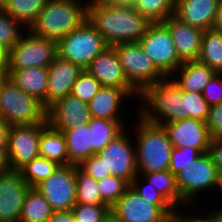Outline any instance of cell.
Here are the masks:
<instances>
[{
    "mask_svg": "<svg viewBox=\"0 0 222 222\" xmlns=\"http://www.w3.org/2000/svg\"><path fill=\"white\" fill-rule=\"evenodd\" d=\"M87 20L108 46L138 42L150 24L133 6H108L98 0H89Z\"/></svg>",
    "mask_w": 222,
    "mask_h": 222,
    "instance_id": "cell-1",
    "label": "cell"
},
{
    "mask_svg": "<svg viewBox=\"0 0 222 222\" xmlns=\"http://www.w3.org/2000/svg\"><path fill=\"white\" fill-rule=\"evenodd\" d=\"M88 4L89 0L82 3L81 0H47L28 30L37 36L58 41L87 21Z\"/></svg>",
    "mask_w": 222,
    "mask_h": 222,
    "instance_id": "cell-2",
    "label": "cell"
},
{
    "mask_svg": "<svg viewBox=\"0 0 222 222\" xmlns=\"http://www.w3.org/2000/svg\"><path fill=\"white\" fill-rule=\"evenodd\" d=\"M134 125L137 174H149L169 170L172 143L163 126L145 121L137 117Z\"/></svg>",
    "mask_w": 222,
    "mask_h": 222,
    "instance_id": "cell-3",
    "label": "cell"
},
{
    "mask_svg": "<svg viewBox=\"0 0 222 222\" xmlns=\"http://www.w3.org/2000/svg\"><path fill=\"white\" fill-rule=\"evenodd\" d=\"M139 102L138 113L149 123L162 126L184 119L183 91L172 77L147 87L140 94Z\"/></svg>",
    "mask_w": 222,
    "mask_h": 222,
    "instance_id": "cell-4",
    "label": "cell"
},
{
    "mask_svg": "<svg viewBox=\"0 0 222 222\" xmlns=\"http://www.w3.org/2000/svg\"><path fill=\"white\" fill-rule=\"evenodd\" d=\"M0 118L10 126L32 125L47 122V109L7 78L0 88Z\"/></svg>",
    "mask_w": 222,
    "mask_h": 222,
    "instance_id": "cell-5",
    "label": "cell"
},
{
    "mask_svg": "<svg viewBox=\"0 0 222 222\" xmlns=\"http://www.w3.org/2000/svg\"><path fill=\"white\" fill-rule=\"evenodd\" d=\"M108 45L87 20L82 26L57 41L58 56L86 69Z\"/></svg>",
    "mask_w": 222,
    "mask_h": 222,
    "instance_id": "cell-6",
    "label": "cell"
},
{
    "mask_svg": "<svg viewBox=\"0 0 222 222\" xmlns=\"http://www.w3.org/2000/svg\"><path fill=\"white\" fill-rule=\"evenodd\" d=\"M113 47L118 54L126 79L139 94L165 78L138 42L121 43Z\"/></svg>",
    "mask_w": 222,
    "mask_h": 222,
    "instance_id": "cell-7",
    "label": "cell"
},
{
    "mask_svg": "<svg viewBox=\"0 0 222 222\" xmlns=\"http://www.w3.org/2000/svg\"><path fill=\"white\" fill-rule=\"evenodd\" d=\"M57 56V41L37 36L26 29L20 40L9 49L5 66L6 69L49 67Z\"/></svg>",
    "mask_w": 222,
    "mask_h": 222,
    "instance_id": "cell-8",
    "label": "cell"
},
{
    "mask_svg": "<svg viewBox=\"0 0 222 222\" xmlns=\"http://www.w3.org/2000/svg\"><path fill=\"white\" fill-rule=\"evenodd\" d=\"M138 43L165 77H172L183 63L178 57L171 33L163 22L150 23Z\"/></svg>",
    "mask_w": 222,
    "mask_h": 222,
    "instance_id": "cell-9",
    "label": "cell"
},
{
    "mask_svg": "<svg viewBox=\"0 0 222 222\" xmlns=\"http://www.w3.org/2000/svg\"><path fill=\"white\" fill-rule=\"evenodd\" d=\"M220 173L209 152L200 154L189 167L176 175V184L181 199L191 206L192 200L205 190L217 189ZM211 188V189H210ZM196 196V198H195Z\"/></svg>",
    "mask_w": 222,
    "mask_h": 222,
    "instance_id": "cell-10",
    "label": "cell"
},
{
    "mask_svg": "<svg viewBox=\"0 0 222 222\" xmlns=\"http://www.w3.org/2000/svg\"><path fill=\"white\" fill-rule=\"evenodd\" d=\"M125 128L96 155L102 160L104 179L115 176L126 180L129 184L137 176L136 147L133 137ZM132 139V140H131Z\"/></svg>",
    "mask_w": 222,
    "mask_h": 222,
    "instance_id": "cell-11",
    "label": "cell"
},
{
    "mask_svg": "<svg viewBox=\"0 0 222 222\" xmlns=\"http://www.w3.org/2000/svg\"><path fill=\"white\" fill-rule=\"evenodd\" d=\"M175 209L173 205L152 204L129 187L111 207V212L121 222H169Z\"/></svg>",
    "mask_w": 222,
    "mask_h": 222,
    "instance_id": "cell-12",
    "label": "cell"
},
{
    "mask_svg": "<svg viewBox=\"0 0 222 222\" xmlns=\"http://www.w3.org/2000/svg\"><path fill=\"white\" fill-rule=\"evenodd\" d=\"M36 188L46 198L54 212L71 211L77 197L75 165L59 166Z\"/></svg>",
    "mask_w": 222,
    "mask_h": 222,
    "instance_id": "cell-13",
    "label": "cell"
},
{
    "mask_svg": "<svg viewBox=\"0 0 222 222\" xmlns=\"http://www.w3.org/2000/svg\"><path fill=\"white\" fill-rule=\"evenodd\" d=\"M47 125L48 122L10 126L7 152L11 170L19 171L27 163L40 156V136Z\"/></svg>",
    "mask_w": 222,
    "mask_h": 222,
    "instance_id": "cell-14",
    "label": "cell"
},
{
    "mask_svg": "<svg viewBox=\"0 0 222 222\" xmlns=\"http://www.w3.org/2000/svg\"><path fill=\"white\" fill-rule=\"evenodd\" d=\"M30 185L21 172L9 170L0 174V222H18Z\"/></svg>",
    "mask_w": 222,
    "mask_h": 222,
    "instance_id": "cell-15",
    "label": "cell"
},
{
    "mask_svg": "<svg viewBox=\"0 0 222 222\" xmlns=\"http://www.w3.org/2000/svg\"><path fill=\"white\" fill-rule=\"evenodd\" d=\"M102 85V87H114L124 89L132 99L140 97V94L130 85L126 79L118 54L113 46L106 47L99 53L86 68Z\"/></svg>",
    "mask_w": 222,
    "mask_h": 222,
    "instance_id": "cell-16",
    "label": "cell"
},
{
    "mask_svg": "<svg viewBox=\"0 0 222 222\" xmlns=\"http://www.w3.org/2000/svg\"><path fill=\"white\" fill-rule=\"evenodd\" d=\"M174 148L192 147L201 154L209 151L210 140L206 122L185 118L162 125Z\"/></svg>",
    "mask_w": 222,
    "mask_h": 222,
    "instance_id": "cell-17",
    "label": "cell"
},
{
    "mask_svg": "<svg viewBox=\"0 0 222 222\" xmlns=\"http://www.w3.org/2000/svg\"><path fill=\"white\" fill-rule=\"evenodd\" d=\"M91 118L88 103L71 94L66 95L47 109L48 124L61 132L88 123Z\"/></svg>",
    "mask_w": 222,
    "mask_h": 222,
    "instance_id": "cell-18",
    "label": "cell"
},
{
    "mask_svg": "<svg viewBox=\"0 0 222 222\" xmlns=\"http://www.w3.org/2000/svg\"><path fill=\"white\" fill-rule=\"evenodd\" d=\"M83 69L70 61L57 56L48 67V89L45 108L48 109L58 100L71 93L73 84Z\"/></svg>",
    "mask_w": 222,
    "mask_h": 222,
    "instance_id": "cell-19",
    "label": "cell"
},
{
    "mask_svg": "<svg viewBox=\"0 0 222 222\" xmlns=\"http://www.w3.org/2000/svg\"><path fill=\"white\" fill-rule=\"evenodd\" d=\"M163 23L171 33L179 59L182 62L198 60L204 31L180 21L174 15Z\"/></svg>",
    "mask_w": 222,
    "mask_h": 222,
    "instance_id": "cell-20",
    "label": "cell"
},
{
    "mask_svg": "<svg viewBox=\"0 0 222 222\" xmlns=\"http://www.w3.org/2000/svg\"><path fill=\"white\" fill-rule=\"evenodd\" d=\"M221 0H177L174 16L190 26L212 29Z\"/></svg>",
    "mask_w": 222,
    "mask_h": 222,
    "instance_id": "cell-21",
    "label": "cell"
},
{
    "mask_svg": "<svg viewBox=\"0 0 222 222\" xmlns=\"http://www.w3.org/2000/svg\"><path fill=\"white\" fill-rule=\"evenodd\" d=\"M130 98L132 97L124 89L101 87L88 103L91 116L96 119L122 120L119 116L120 106Z\"/></svg>",
    "mask_w": 222,
    "mask_h": 222,
    "instance_id": "cell-22",
    "label": "cell"
},
{
    "mask_svg": "<svg viewBox=\"0 0 222 222\" xmlns=\"http://www.w3.org/2000/svg\"><path fill=\"white\" fill-rule=\"evenodd\" d=\"M8 78L27 94L38 99L45 107L48 89V67L6 69Z\"/></svg>",
    "mask_w": 222,
    "mask_h": 222,
    "instance_id": "cell-23",
    "label": "cell"
},
{
    "mask_svg": "<svg viewBox=\"0 0 222 222\" xmlns=\"http://www.w3.org/2000/svg\"><path fill=\"white\" fill-rule=\"evenodd\" d=\"M216 73L198 60L183 62L172 75L182 91L202 93ZM176 76V78H175Z\"/></svg>",
    "mask_w": 222,
    "mask_h": 222,
    "instance_id": "cell-24",
    "label": "cell"
},
{
    "mask_svg": "<svg viewBox=\"0 0 222 222\" xmlns=\"http://www.w3.org/2000/svg\"><path fill=\"white\" fill-rule=\"evenodd\" d=\"M63 134L66 139L69 165L78 166L92 156V132L88 123L65 130Z\"/></svg>",
    "mask_w": 222,
    "mask_h": 222,
    "instance_id": "cell-25",
    "label": "cell"
},
{
    "mask_svg": "<svg viewBox=\"0 0 222 222\" xmlns=\"http://www.w3.org/2000/svg\"><path fill=\"white\" fill-rule=\"evenodd\" d=\"M39 155L56 162L60 166L69 165L66 139L63 132L55 130L48 124L41 132Z\"/></svg>",
    "mask_w": 222,
    "mask_h": 222,
    "instance_id": "cell-26",
    "label": "cell"
},
{
    "mask_svg": "<svg viewBox=\"0 0 222 222\" xmlns=\"http://www.w3.org/2000/svg\"><path fill=\"white\" fill-rule=\"evenodd\" d=\"M47 0H0V6L13 19L19 21L26 29L39 16Z\"/></svg>",
    "mask_w": 222,
    "mask_h": 222,
    "instance_id": "cell-27",
    "label": "cell"
},
{
    "mask_svg": "<svg viewBox=\"0 0 222 222\" xmlns=\"http://www.w3.org/2000/svg\"><path fill=\"white\" fill-rule=\"evenodd\" d=\"M123 120H106L91 118L88 122L92 132V156L100 152L110 141L119 135L125 128Z\"/></svg>",
    "mask_w": 222,
    "mask_h": 222,
    "instance_id": "cell-28",
    "label": "cell"
},
{
    "mask_svg": "<svg viewBox=\"0 0 222 222\" xmlns=\"http://www.w3.org/2000/svg\"><path fill=\"white\" fill-rule=\"evenodd\" d=\"M53 212L38 188L30 187L24 200L19 222H47Z\"/></svg>",
    "mask_w": 222,
    "mask_h": 222,
    "instance_id": "cell-29",
    "label": "cell"
},
{
    "mask_svg": "<svg viewBox=\"0 0 222 222\" xmlns=\"http://www.w3.org/2000/svg\"><path fill=\"white\" fill-rule=\"evenodd\" d=\"M198 61L222 74V32L213 28L204 31Z\"/></svg>",
    "mask_w": 222,
    "mask_h": 222,
    "instance_id": "cell-30",
    "label": "cell"
},
{
    "mask_svg": "<svg viewBox=\"0 0 222 222\" xmlns=\"http://www.w3.org/2000/svg\"><path fill=\"white\" fill-rule=\"evenodd\" d=\"M137 175H141L147 182L151 183L176 209L180 206L187 208L188 205L180 197L176 176L169 170Z\"/></svg>",
    "mask_w": 222,
    "mask_h": 222,
    "instance_id": "cell-31",
    "label": "cell"
},
{
    "mask_svg": "<svg viewBox=\"0 0 222 222\" xmlns=\"http://www.w3.org/2000/svg\"><path fill=\"white\" fill-rule=\"evenodd\" d=\"M177 0H135L134 8L150 23L163 22L174 15Z\"/></svg>",
    "mask_w": 222,
    "mask_h": 222,
    "instance_id": "cell-32",
    "label": "cell"
},
{
    "mask_svg": "<svg viewBox=\"0 0 222 222\" xmlns=\"http://www.w3.org/2000/svg\"><path fill=\"white\" fill-rule=\"evenodd\" d=\"M59 166L56 162L39 156L27 163L19 171L21 172L22 178L31 187H36L53 174Z\"/></svg>",
    "mask_w": 222,
    "mask_h": 222,
    "instance_id": "cell-33",
    "label": "cell"
},
{
    "mask_svg": "<svg viewBox=\"0 0 222 222\" xmlns=\"http://www.w3.org/2000/svg\"><path fill=\"white\" fill-rule=\"evenodd\" d=\"M75 178L77 183L76 203L105 204L98 190L97 180L82 172L77 166H75Z\"/></svg>",
    "mask_w": 222,
    "mask_h": 222,
    "instance_id": "cell-34",
    "label": "cell"
},
{
    "mask_svg": "<svg viewBox=\"0 0 222 222\" xmlns=\"http://www.w3.org/2000/svg\"><path fill=\"white\" fill-rule=\"evenodd\" d=\"M210 106L202 93L183 91V113L185 118L198 119L206 122Z\"/></svg>",
    "mask_w": 222,
    "mask_h": 222,
    "instance_id": "cell-35",
    "label": "cell"
},
{
    "mask_svg": "<svg viewBox=\"0 0 222 222\" xmlns=\"http://www.w3.org/2000/svg\"><path fill=\"white\" fill-rule=\"evenodd\" d=\"M97 186L103 202L111 208L130 187V184L122 178L111 175L97 181Z\"/></svg>",
    "mask_w": 222,
    "mask_h": 222,
    "instance_id": "cell-36",
    "label": "cell"
},
{
    "mask_svg": "<svg viewBox=\"0 0 222 222\" xmlns=\"http://www.w3.org/2000/svg\"><path fill=\"white\" fill-rule=\"evenodd\" d=\"M101 87V83L87 69H83L73 84L70 94L85 103H89Z\"/></svg>",
    "mask_w": 222,
    "mask_h": 222,
    "instance_id": "cell-37",
    "label": "cell"
},
{
    "mask_svg": "<svg viewBox=\"0 0 222 222\" xmlns=\"http://www.w3.org/2000/svg\"><path fill=\"white\" fill-rule=\"evenodd\" d=\"M19 28L26 30L19 21L9 16L0 6V42L11 49L23 35V31Z\"/></svg>",
    "mask_w": 222,
    "mask_h": 222,
    "instance_id": "cell-38",
    "label": "cell"
},
{
    "mask_svg": "<svg viewBox=\"0 0 222 222\" xmlns=\"http://www.w3.org/2000/svg\"><path fill=\"white\" fill-rule=\"evenodd\" d=\"M71 212L76 222H103L111 212L106 204L88 205L76 203Z\"/></svg>",
    "mask_w": 222,
    "mask_h": 222,
    "instance_id": "cell-39",
    "label": "cell"
},
{
    "mask_svg": "<svg viewBox=\"0 0 222 222\" xmlns=\"http://www.w3.org/2000/svg\"><path fill=\"white\" fill-rule=\"evenodd\" d=\"M200 154L201 153L197 149L190 146L185 148H173L169 171L176 176L182 169L188 168Z\"/></svg>",
    "mask_w": 222,
    "mask_h": 222,
    "instance_id": "cell-40",
    "label": "cell"
},
{
    "mask_svg": "<svg viewBox=\"0 0 222 222\" xmlns=\"http://www.w3.org/2000/svg\"><path fill=\"white\" fill-rule=\"evenodd\" d=\"M130 187L134 189L143 199L152 201V204L172 205L160 192L157 191V189L154 188L151 183L147 182L141 175H137L132 180Z\"/></svg>",
    "mask_w": 222,
    "mask_h": 222,
    "instance_id": "cell-41",
    "label": "cell"
},
{
    "mask_svg": "<svg viewBox=\"0 0 222 222\" xmlns=\"http://www.w3.org/2000/svg\"><path fill=\"white\" fill-rule=\"evenodd\" d=\"M208 105L214 106L222 102V74H215L202 92Z\"/></svg>",
    "mask_w": 222,
    "mask_h": 222,
    "instance_id": "cell-42",
    "label": "cell"
},
{
    "mask_svg": "<svg viewBox=\"0 0 222 222\" xmlns=\"http://www.w3.org/2000/svg\"><path fill=\"white\" fill-rule=\"evenodd\" d=\"M181 210L182 208H177L175 209L174 213L170 217L171 222H219L222 219V213L219 211H214L212 210L211 213L207 214L205 213L204 215H190V214H183L178 210ZM199 216V217H198ZM201 217V218H200Z\"/></svg>",
    "mask_w": 222,
    "mask_h": 222,
    "instance_id": "cell-43",
    "label": "cell"
},
{
    "mask_svg": "<svg viewBox=\"0 0 222 222\" xmlns=\"http://www.w3.org/2000/svg\"><path fill=\"white\" fill-rule=\"evenodd\" d=\"M77 167L97 181L104 179L102 160L96 154L82 161Z\"/></svg>",
    "mask_w": 222,
    "mask_h": 222,
    "instance_id": "cell-44",
    "label": "cell"
},
{
    "mask_svg": "<svg viewBox=\"0 0 222 222\" xmlns=\"http://www.w3.org/2000/svg\"><path fill=\"white\" fill-rule=\"evenodd\" d=\"M206 125L212 137L222 135V102L210 107Z\"/></svg>",
    "mask_w": 222,
    "mask_h": 222,
    "instance_id": "cell-45",
    "label": "cell"
},
{
    "mask_svg": "<svg viewBox=\"0 0 222 222\" xmlns=\"http://www.w3.org/2000/svg\"><path fill=\"white\" fill-rule=\"evenodd\" d=\"M208 152L210 153L218 172L222 174V136H214L211 138Z\"/></svg>",
    "mask_w": 222,
    "mask_h": 222,
    "instance_id": "cell-46",
    "label": "cell"
},
{
    "mask_svg": "<svg viewBox=\"0 0 222 222\" xmlns=\"http://www.w3.org/2000/svg\"><path fill=\"white\" fill-rule=\"evenodd\" d=\"M47 222H76L71 211L53 212Z\"/></svg>",
    "mask_w": 222,
    "mask_h": 222,
    "instance_id": "cell-47",
    "label": "cell"
},
{
    "mask_svg": "<svg viewBox=\"0 0 222 222\" xmlns=\"http://www.w3.org/2000/svg\"><path fill=\"white\" fill-rule=\"evenodd\" d=\"M10 130V124L6 123L0 118V148L8 147V134Z\"/></svg>",
    "mask_w": 222,
    "mask_h": 222,
    "instance_id": "cell-48",
    "label": "cell"
},
{
    "mask_svg": "<svg viewBox=\"0 0 222 222\" xmlns=\"http://www.w3.org/2000/svg\"><path fill=\"white\" fill-rule=\"evenodd\" d=\"M11 170L7 148H0V174Z\"/></svg>",
    "mask_w": 222,
    "mask_h": 222,
    "instance_id": "cell-49",
    "label": "cell"
},
{
    "mask_svg": "<svg viewBox=\"0 0 222 222\" xmlns=\"http://www.w3.org/2000/svg\"><path fill=\"white\" fill-rule=\"evenodd\" d=\"M108 6H134L135 0H98Z\"/></svg>",
    "mask_w": 222,
    "mask_h": 222,
    "instance_id": "cell-50",
    "label": "cell"
},
{
    "mask_svg": "<svg viewBox=\"0 0 222 222\" xmlns=\"http://www.w3.org/2000/svg\"><path fill=\"white\" fill-rule=\"evenodd\" d=\"M213 29L222 32V0L220 1Z\"/></svg>",
    "mask_w": 222,
    "mask_h": 222,
    "instance_id": "cell-51",
    "label": "cell"
},
{
    "mask_svg": "<svg viewBox=\"0 0 222 222\" xmlns=\"http://www.w3.org/2000/svg\"><path fill=\"white\" fill-rule=\"evenodd\" d=\"M8 57H9V48L5 44L0 42V61L4 65H6Z\"/></svg>",
    "mask_w": 222,
    "mask_h": 222,
    "instance_id": "cell-52",
    "label": "cell"
},
{
    "mask_svg": "<svg viewBox=\"0 0 222 222\" xmlns=\"http://www.w3.org/2000/svg\"><path fill=\"white\" fill-rule=\"evenodd\" d=\"M103 222H121V221L112 212H110Z\"/></svg>",
    "mask_w": 222,
    "mask_h": 222,
    "instance_id": "cell-53",
    "label": "cell"
},
{
    "mask_svg": "<svg viewBox=\"0 0 222 222\" xmlns=\"http://www.w3.org/2000/svg\"><path fill=\"white\" fill-rule=\"evenodd\" d=\"M8 78V72L7 71H0V88L1 85L5 82V80Z\"/></svg>",
    "mask_w": 222,
    "mask_h": 222,
    "instance_id": "cell-54",
    "label": "cell"
},
{
    "mask_svg": "<svg viewBox=\"0 0 222 222\" xmlns=\"http://www.w3.org/2000/svg\"><path fill=\"white\" fill-rule=\"evenodd\" d=\"M222 189V174H220V176H219V181H218V187H217V190L218 189ZM216 211H219L220 213H222V206L220 205V208L218 209H216Z\"/></svg>",
    "mask_w": 222,
    "mask_h": 222,
    "instance_id": "cell-55",
    "label": "cell"
},
{
    "mask_svg": "<svg viewBox=\"0 0 222 222\" xmlns=\"http://www.w3.org/2000/svg\"><path fill=\"white\" fill-rule=\"evenodd\" d=\"M0 71H7L6 66L0 61Z\"/></svg>",
    "mask_w": 222,
    "mask_h": 222,
    "instance_id": "cell-56",
    "label": "cell"
}]
</instances>
